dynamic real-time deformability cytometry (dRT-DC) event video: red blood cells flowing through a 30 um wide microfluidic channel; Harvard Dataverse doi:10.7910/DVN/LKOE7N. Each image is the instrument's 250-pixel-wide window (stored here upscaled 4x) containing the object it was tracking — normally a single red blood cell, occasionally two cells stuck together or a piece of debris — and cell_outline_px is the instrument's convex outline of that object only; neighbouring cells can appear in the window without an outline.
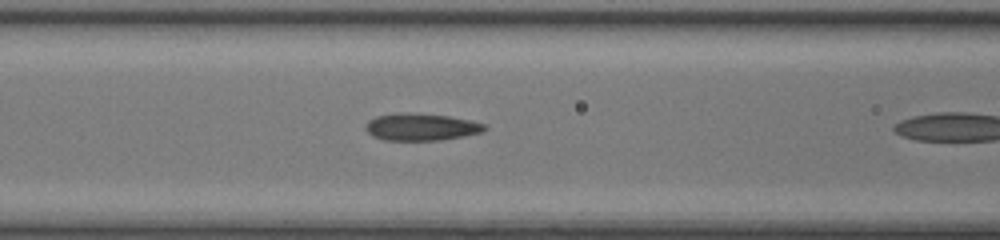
{"species": "common noctule bat (a hibernating species)", "species_latin": "Nyctalus noctula", "temperature_condition": "room temperature", "stored_images_in_passage": 11, "camera_frame_rate_fps": 3000, "um_per_image_px": 0.085, "animal": {"sex": "female", "body_mass_g": 17.0, "forearm_length_mm": 48.0}, "frame": {"image": 1, "passage_image": 10, "time_ms": 3.0, "image_size_px": [1000, 240], "cell_outline_px": [[488, 128], [480, 132], [464, 136], [440, 140], [384, 140], [372, 136], [364, 128], [368, 120], [376, 116], [396, 112], [408, 112], [448, 116], [468, 120], [484, 124]], "centroid_in_image_um": [35.74, 10.78], "position_along_channel_um": 130.9, "area_um2": 18.84}}